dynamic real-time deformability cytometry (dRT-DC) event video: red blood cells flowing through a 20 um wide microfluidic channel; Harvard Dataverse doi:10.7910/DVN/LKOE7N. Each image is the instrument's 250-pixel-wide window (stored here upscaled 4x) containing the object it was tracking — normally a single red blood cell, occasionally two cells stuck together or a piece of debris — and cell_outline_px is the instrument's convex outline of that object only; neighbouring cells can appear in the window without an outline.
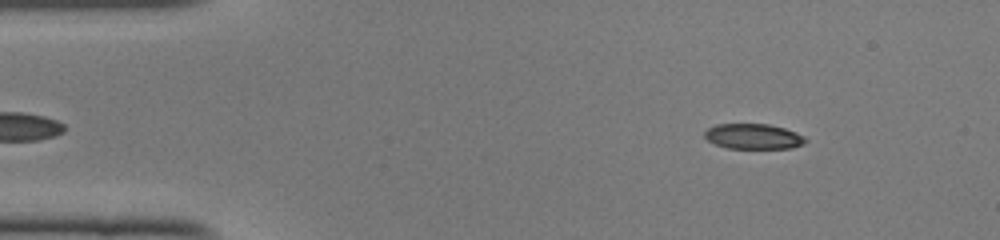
{"species": "common noctule bat (a hibernating species)", "species_latin": "Nyctalus noctula", "temperature_condition": "cold", "stored_images_in_passage": 44, "camera_frame_rate_fps": 3000, "um_per_image_px": 0.085, "animal": {"sex": "female", "body_mass_g": 22.0, "forearm_length_mm": 56.7}, "frame": {"image": 1, "passage_image": 2, "time_ms": 0.333, "image_size_px": [1000, 240], "cell_outline_px": [[808, 140], [804, 144], [792, 148], [728, 148], [716, 144], [708, 140], [704, 136], [704, 132], [708, 128], [716, 124], [768, 124], [784, 128], [796, 132], [804, 136]], "centroid_in_image_um": [64.06, 11.59], "position_along_channel_um": 20.9, "area_um2": 14.85}}
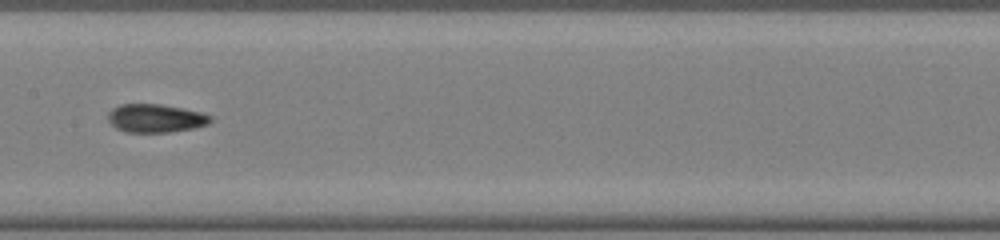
{"frame": {"image": 2, "passage_image": 20, "time_ms": 6.333, "image_size_px": [1000, 240], "cell_outline_px": [[212, 120], [208, 124], [192, 128], [168, 132], [128, 132], [116, 128], [108, 120], [108, 112], [112, 108], [120, 104], [160, 104], [200, 112], [212, 116]], "centroid_in_image_um": [13.2, 10.05], "position_along_channel_um": 194.2, "area_um2": 16.76}}
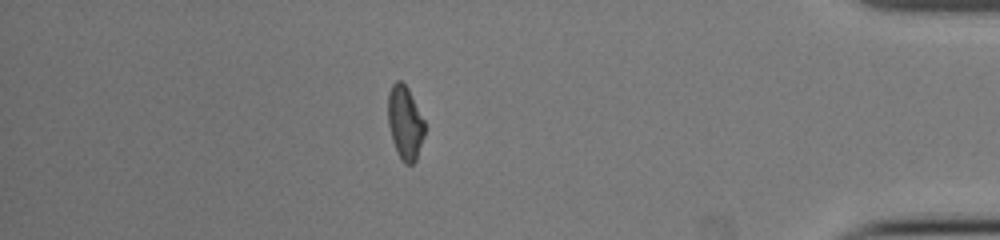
{"frame": {"image": 3, "passage_image": 38, "time_ms": 12.333, "image_size_px": [1000, 240], "cell_outline_px": [[424, 136], [416, 160], [412, 164], [404, 164], [392, 140], [388, 124], [388, 92], [392, 84], [396, 80], [400, 80], [408, 88], [424, 120]], "centroid_in_image_um": [34.42, 10.41], "position_along_channel_um": 400.8, "area_um2": 15.61}, "authors_computed_cell_mechanics": {"area_um2": 16.2996, "velocity_mm_per_s": 4.1348, "shape_relaxation_time_tau1_ms": null, "shape_relaxation_time_tau2_ms": 1.7829, "deformation_change_tau1": null, "deformation_change_tau2": 0.0724}}